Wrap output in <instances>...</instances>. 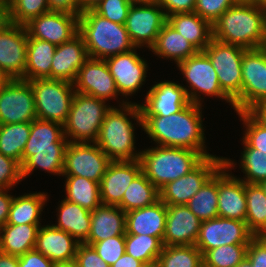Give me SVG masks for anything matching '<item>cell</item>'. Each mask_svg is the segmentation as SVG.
<instances>
[{
    "label": "cell",
    "mask_w": 266,
    "mask_h": 267,
    "mask_svg": "<svg viewBox=\"0 0 266 267\" xmlns=\"http://www.w3.org/2000/svg\"><path fill=\"white\" fill-rule=\"evenodd\" d=\"M201 107L190 103L181 111L168 116L141 115L142 130L158 146L195 150L204 158L212 156L206 150Z\"/></svg>",
    "instance_id": "6da1fadb"
},
{
    "label": "cell",
    "mask_w": 266,
    "mask_h": 267,
    "mask_svg": "<svg viewBox=\"0 0 266 267\" xmlns=\"http://www.w3.org/2000/svg\"><path fill=\"white\" fill-rule=\"evenodd\" d=\"M118 107L113 105L107 112L95 143L111 161L139 160L141 150H136L134 125L142 128L140 105L123 99Z\"/></svg>",
    "instance_id": "7a4b0ae2"
},
{
    "label": "cell",
    "mask_w": 266,
    "mask_h": 267,
    "mask_svg": "<svg viewBox=\"0 0 266 267\" xmlns=\"http://www.w3.org/2000/svg\"><path fill=\"white\" fill-rule=\"evenodd\" d=\"M213 38L245 49L266 47V12L254 2L239 1L213 24Z\"/></svg>",
    "instance_id": "3957f363"
},
{
    "label": "cell",
    "mask_w": 266,
    "mask_h": 267,
    "mask_svg": "<svg viewBox=\"0 0 266 267\" xmlns=\"http://www.w3.org/2000/svg\"><path fill=\"white\" fill-rule=\"evenodd\" d=\"M79 34L89 58L103 59L135 49L125 25L112 22L94 10L79 14Z\"/></svg>",
    "instance_id": "277c9868"
},
{
    "label": "cell",
    "mask_w": 266,
    "mask_h": 267,
    "mask_svg": "<svg viewBox=\"0 0 266 267\" xmlns=\"http://www.w3.org/2000/svg\"><path fill=\"white\" fill-rule=\"evenodd\" d=\"M141 151L142 173L160 190L193 170L204 157L195 150L158 146Z\"/></svg>",
    "instance_id": "5b68a950"
},
{
    "label": "cell",
    "mask_w": 266,
    "mask_h": 267,
    "mask_svg": "<svg viewBox=\"0 0 266 267\" xmlns=\"http://www.w3.org/2000/svg\"><path fill=\"white\" fill-rule=\"evenodd\" d=\"M106 103L94 96L75 92L68 118L63 125L67 140L95 143L102 122L112 107Z\"/></svg>",
    "instance_id": "8992f818"
},
{
    "label": "cell",
    "mask_w": 266,
    "mask_h": 267,
    "mask_svg": "<svg viewBox=\"0 0 266 267\" xmlns=\"http://www.w3.org/2000/svg\"><path fill=\"white\" fill-rule=\"evenodd\" d=\"M247 49L212 38L203 50L209 57L222 91L233 101L235 112H240L242 91V58Z\"/></svg>",
    "instance_id": "52a82bcc"
},
{
    "label": "cell",
    "mask_w": 266,
    "mask_h": 267,
    "mask_svg": "<svg viewBox=\"0 0 266 267\" xmlns=\"http://www.w3.org/2000/svg\"><path fill=\"white\" fill-rule=\"evenodd\" d=\"M177 67L189 85L183 84L191 103L202 105L204 98L201 96L203 94L226 101L234 109L233 101L222 91L218 82V75L204 51H198L180 62Z\"/></svg>",
    "instance_id": "ba28073f"
},
{
    "label": "cell",
    "mask_w": 266,
    "mask_h": 267,
    "mask_svg": "<svg viewBox=\"0 0 266 267\" xmlns=\"http://www.w3.org/2000/svg\"><path fill=\"white\" fill-rule=\"evenodd\" d=\"M38 119L65 124L75 89L73 83L56 79L29 80Z\"/></svg>",
    "instance_id": "9c48e42d"
},
{
    "label": "cell",
    "mask_w": 266,
    "mask_h": 267,
    "mask_svg": "<svg viewBox=\"0 0 266 267\" xmlns=\"http://www.w3.org/2000/svg\"><path fill=\"white\" fill-rule=\"evenodd\" d=\"M224 165V157H205L186 175L168 182L160 190V200L166 205H186L200 188Z\"/></svg>",
    "instance_id": "30bf717a"
},
{
    "label": "cell",
    "mask_w": 266,
    "mask_h": 267,
    "mask_svg": "<svg viewBox=\"0 0 266 267\" xmlns=\"http://www.w3.org/2000/svg\"><path fill=\"white\" fill-rule=\"evenodd\" d=\"M112 161L96 143L69 142L62 175H75L100 183Z\"/></svg>",
    "instance_id": "8fae6325"
},
{
    "label": "cell",
    "mask_w": 266,
    "mask_h": 267,
    "mask_svg": "<svg viewBox=\"0 0 266 267\" xmlns=\"http://www.w3.org/2000/svg\"><path fill=\"white\" fill-rule=\"evenodd\" d=\"M166 21L158 3H132L124 25L135 47L150 49Z\"/></svg>",
    "instance_id": "7c38bea8"
},
{
    "label": "cell",
    "mask_w": 266,
    "mask_h": 267,
    "mask_svg": "<svg viewBox=\"0 0 266 267\" xmlns=\"http://www.w3.org/2000/svg\"><path fill=\"white\" fill-rule=\"evenodd\" d=\"M37 118L29 81L12 79L0 91V125L32 122Z\"/></svg>",
    "instance_id": "4fadbf2b"
},
{
    "label": "cell",
    "mask_w": 266,
    "mask_h": 267,
    "mask_svg": "<svg viewBox=\"0 0 266 267\" xmlns=\"http://www.w3.org/2000/svg\"><path fill=\"white\" fill-rule=\"evenodd\" d=\"M255 236L249 231L245 221L216 217L201 222L195 246L202 255L219 246L229 244H249Z\"/></svg>",
    "instance_id": "5bb4252c"
},
{
    "label": "cell",
    "mask_w": 266,
    "mask_h": 267,
    "mask_svg": "<svg viewBox=\"0 0 266 267\" xmlns=\"http://www.w3.org/2000/svg\"><path fill=\"white\" fill-rule=\"evenodd\" d=\"M266 99V47L247 49L242 58L240 112Z\"/></svg>",
    "instance_id": "9a60e30c"
},
{
    "label": "cell",
    "mask_w": 266,
    "mask_h": 267,
    "mask_svg": "<svg viewBox=\"0 0 266 267\" xmlns=\"http://www.w3.org/2000/svg\"><path fill=\"white\" fill-rule=\"evenodd\" d=\"M236 165L230 157H224V165L218 170V214L222 218L245 221V182L232 174L231 169Z\"/></svg>",
    "instance_id": "2e32d148"
},
{
    "label": "cell",
    "mask_w": 266,
    "mask_h": 267,
    "mask_svg": "<svg viewBox=\"0 0 266 267\" xmlns=\"http://www.w3.org/2000/svg\"><path fill=\"white\" fill-rule=\"evenodd\" d=\"M135 49L105 59L110 73L115 80L119 95L127 100L133 96L146 82L148 62ZM143 58V59H142Z\"/></svg>",
    "instance_id": "e0dca14e"
},
{
    "label": "cell",
    "mask_w": 266,
    "mask_h": 267,
    "mask_svg": "<svg viewBox=\"0 0 266 267\" xmlns=\"http://www.w3.org/2000/svg\"><path fill=\"white\" fill-rule=\"evenodd\" d=\"M28 38L48 41L56 46L71 40L79 33V15L49 11L24 25Z\"/></svg>",
    "instance_id": "ac0fdd59"
},
{
    "label": "cell",
    "mask_w": 266,
    "mask_h": 267,
    "mask_svg": "<svg viewBox=\"0 0 266 267\" xmlns=\"http://www.w3.org/2000/svg\"><path fill=\"white\" fill-rule=\"evenodd\" d=\"M75 92L108 101L119 95L115 80L105 60L89 58L78 70L73 82Z\"/></svg>",
    "instance_id": "d6986e66"
},
{
    "label": "cell",
    "mask_w": 266,
    "mask_h": 267,
    "mask_svg": "<svg viewBox=\"0 0 266 267\" xmlns=\"http://www.w3.org/2000/svg\"><path fill=\"white\" fill-rule=\"evenodd\" d=\"M190 103L182 84L164 80L155 81L147 91L144 103L139 105L141 115L168 116L181 111Z\"/></svg>",
    "instance_id": "ffe728a7"
},
{
    "label": "cell",
    "mask_w": 266,
    "mask_h": 267,
    "mask_svg": "<svg viewBox=\"0 0 266 267\" xmlns=\"http://www.w3.org/2000/svg\"><path fill=\"white\" fill-rule=\"evenodd\" d=\"M28 33L24 25L11 23L0 31V68L12 79H21L26 69Z\"/></svg>",
    "instance_id": "44dd1931"
},
{
    "label": "cell",
    "mask_w": 266,
    "mask_h": 267,
    "mask_svg": "<svg viewBox=\"0 0 266 267\" xmlns=\"http://www.w3.org/2000/svg\"><path fill=\"white\" fill-rule=\"evenodd\" d=\"M201 222L187 205H167L163 245H195Z\"/></svg>",
    "instance_id": "7402d4cb"
},
{
    "label": "cell",
    "mask_w": 266,
    "mask_h": 267,
    "mask_svg": "<svg viewBox=\"0 0 266 267\" xmlns=\"http://www.w3.org/2000/svg\"><path fill=\"white\" fill-rule=\"evenodd\" d=\"M141 172L139 160L112 161L99 183L102 204L118 206L130 183Z\"/></svg>",
    "instance_id": "603a6c76"
},
{
    "label": "cell",
    "mask_w": 266,
    "mask_h": 267,
    "mask_svg": "<svg viewBox=\"0 0 266 267\" xmlns=\"http://www.w3.org/2000/svg\"><path fill=\"white\" fill-rule=\"evenodd\" d=\"M79 244L67 232L47 224L39 228L34 249L56 264H71Z\"/></svg>",
    "instance_id": "cb8c5ba5"
},
{
    "label": "cell",
    "mask_w": 266,
    "mask_h": 267,
    "mask_svg": "<svg viewBox=\"0 0 266 267\" xmlns=\"http://www.w3.org/2000/svg\"><path fill=\"white\" fill-rule=\"evenodd\" d=\"M89 59L82 36L78 33L71 40L56 46L51 64L50 79L73 83L78 70Z\"/></svg>",
    "instance_id": "d4e9b609"
},
{
    "label": "cell",
    "mask_w": 266,
    "mask_h": 267,
    "mask_svg": "<svg viewBox=\"0 0 266 267\" xmlns=\"http://www.w3.org/2000/svg\"><path fill=\"white\" fill-rule=\"evenodd\" d=\"M167 205L160 199L150 206L126 213V234L164 237Z\"/></svg>",
    "instance_id": "484cf974"
},
{
    "label": "cell",
    "mask_w": 266,
    "mask_h": 267,
    "mask_svg": "<svg viewBox=\"0 0 266 267\" xmlns=\"http://www.w3.org/2000/svg\"><path fill=\"white\" fill-rule=\"evenodd\" d=\"M126 235V212L119 206L99 205L91 211V225L84 244L92 245L107 238Z\"/></svg>",
    "instance_id": "4316f807"
},
{
    "label": "cell",
    "mask_w": 266,
    "mask_h": 267,
    "mask_svg": "<svg viewBox=\"0 0 266 267\" xmlns=\"http://www.w3.org/2000/svg\"><path fill=\"white\" fill-rule=\"evenodd\" d=\"M68 144L62 124L36 118L31 122L30 135L23 150L22 164L31 156V151L66 150Z\"/></svg>",
    "instance_id": "83f0119b"
},
{
    "label": "cell",
    "mask_w": 266,
    "mask_h": 267,
    "mask_svg": "<svg viewBox=\"0 0 266 267\" xmlns=\"http://www.w3.org/2000/svg\"><path fill=\"white\" fill-rule=\"evenodd\" d=\"M167 22L198 51H203L213 38L212 24L195 12L167 16Z\"/></svg>",
    "instance_id": "f1b7e54d"
},
{
    "label": "cell",
    "mask_w": 266,
    "mask_h": 267,
    "mask_svg": "<svg viewBox=\"0 0 266 267\" xmlns=\"http://www.w3.org/2000/svg\"><path fill=\"white\" fill-rule=\"evenodd\" d=\"M59 202L60 204L56 208V212L58 211L57 223L52 225L67 232L79 243H84L90 232L91 211L65 198Z\"/></svg>",
    "instance_id": "f546056e"
},
{
    "label": "cell",
    "mask_w": 266,
    "mask_h": 267,
    "mask_svg": "<svg viewBox=\"0 0 266 267\" xmlns=\"http://www.w3.org/2000/svg\"><path fill=\"white\" fill-rule=\"evenodd\" d=\"M159 58L174 61L176 65L196 54L198 50L167 21L162 26L155 44L150 48Z\"/></svg>",
    "instance_id": "4dcf8cb0"
},
{
    "label": "cell",
    "mask_w": 266,
    "mask_h": 267,
    "mask_svg": "<svg viewBox=\"0 0 266 267\" xmlns=\"http://www.w3.org/2000/svg\"><path fill=\"white\" fill-rule=\"evenodd\" d=\"M42 224H5L0 228V251L21 256L35 248L37 233Z\"/></svg>",
    "instance_id": "1f68e13d"
},
{
    "label": "cell",
    "mask_w": 266,
    "mask_h": 267,
    "mask_svg": "<svg viewBox=\"0 0 266 267\" xmlns=\"http://www.w3.org/2000/svg\"><path fill=\"white\" fill-rule=\"evenodd\" d=\"M56 45L48 41L28 38L26 69L22 80L50 79L51 64Z\"/></svg>",
    "instance_id": "d6a6232c"
},
{
    "label": "cell",
    "mask_w": 266,
    "mask_h": 267,
    "mask_svg": "<svg viewBox=\"0 0 266 267\" xmlns=\"http://www.w3.org/2000/svg\"><path fill=\"white\" fill-rule=\"evenodd\" d=\"M48 196L44 192L14 196L6 224H41L40 217L49 199Z\"/></svg>",
    "instance_id": "836d02e7"
},
{
    "label": "cell",
    "mask_w": 266,
    "mask_h": 267,
    "mask_svg": "<svg viewBox=\"0 0 266 267\" xmlns=\"http://www.w3.org/2000/svg\"><path fill=\"white\" fill-rule=\"evenodd\" d=\"M65 180V199L79 206L95 210L102 204L98 182L75 175H62Z\"/></svg>",
    "instance_id": "e575fe53"
},
{
    "label": "cell",
    "mask_w": 266,
    "mask_h": 267,
    "mask_svg": "<svg viewBox=\"0 0 266 267\" xmlns=\"http://www.w3.org/2000/svg\"><path fill=\"white\" fill-rule=\"evenodd\" d=\"M247 215L245 222L255 237L266 236V194L260 184L245 183Z\"/></svg>",
    "instance_id": "d590c367"
},
{
    "label": "cell",
    "mask_w": 266,
    "mask_h": 267,
    "mask_svg": "<svg viewBox=\"0 0 266 267\" xmlns=\"http://www.w3.org/2000/svg\"><path fill=\"white\" fill-rule=\"evenodd\" d=\"M160 199L159 189L141 172L124 192L118 205L126 213L154 204Z\"/></svg>",
    "instance_id": "8d00e7d4"
},
{
    "label": "cell",
    "mask_w": 266,
    "mask_h": 267,
    "mask_svg": "<svg viewBox=\"0 0 266 267\" xmlns=\"http://www.w3.org/2000/svg\"><path fill=\"white\" fill-rule=\"evenodd\" d=\"M31 131V122L0 125V153L22 165V155Z\"/></svg>",
    "instance_id": "74e56055"
},
{
    "label": "cell",
    "mask_w": 266,
    "mask_h": 267,
    "mask_svg": "<svg viewBox=\"0 0 266 267\" xmlns=\"http://www.w3.org/2000/svg\"><path fill=\"white\" fill-rule=\"evenodd\" d=\"M218 171L186 204L201 221L214 219L218 214Z\"/></svg>",
    "instance_id": "f35d334b"
},
{
    "label": "cell",
    "mask_w": 266,
    "mask_h": 267,
    "mask_svg": "<svg viewBox=\"0 0 266 267\" xmlns=\"http://www.w3.org/2000/svg\"><path fill=\"white\" fill-rule=\"evenodd\" d=\"M66 150L31 151V156L21 165L23 180L39 168L45 173L62 176Z\"/></svg>",
    "instance_id": "ab89813d"
},
{
    "label": "cell",
    "mask_w": 266,
    "mask_h": 267,
    "mask_svg": "<svg viewBox=\"0 0 266 267\" xmlns=\"http://www.w3.org/2000/svg\"><path fill=\"white\" fill-rule=\"evenodd\" d=\"M158 267H201L202 253L195 245L164 246L157 258Z\"/></svg>",
    "instance_id": "60d3db41"
},
{
    "label": "cell",
    "mask_w": 266,
    "mask_h": 267,
    "mask_svg": "<svg viewBox=\"0 0 266 267\" xmlns=\"http://www.w3.org/2000/svg\"><path fill=\"white\" fill-rule=\"evenodd\" d=\"M163 242L150 235H125V252L143 263L157 262L163 250Z\"/></svg>",
    "instance_id": "b9f144b4"
},
{
    "label": "cell",
    "mask_w": 266,
    "mask_h": 267,
    "mask_svg": "<svg viewBox=\"0 0 266 267\" xmlns=\"http://www.w3.org/2000/svg\"><path fill=\"white\" fill-rule=\"evenodd\" d=\"M243 151L240 156L241 171L245 174L240 178L245 183L260 184L266 180V153L249 147L243 140Z\"/></svg>",
    "instance_id": "7bdbcfd3"
},
{
    "label": "cell",
    "mask_w": 266,
    "mask_h": 267,
    "mask_svg": "<svg viewBox=\"0 0 266 267\" xmlns=\"http://www.w3.org/2000/svg\"><path fill=\"white\" fill-rule=\"evenodd\" d=\"M248 244H229L210 249L202 255L206 267H235L246 256Z\"/></svg>",
    "instance_id": "ee69618b"
},
{
    "label": "cell",
    "mask_w": 266,
    "mask_h": 267,
    "mask_svg": "<svg viewBox=\"0 0 266 267\" xmlns=\"http://www.w3.org/2000/svg\"><path fill=\"white\" fill-rule=\"evenodd\" d=\"M10 21L25 25L31 19L50 11L48 0H14L10 7Z\"/></svg>",
    "instance_id": "f6af8a7d"
},
{
    "label": "cell",
    "mask_w": 266,
    "mask_h": 267,
    "mask_svg": "<svg viewBox=\"0 0 266 267\" xmlns=\"http://www.w3.org/2000/svg\"><path fill=\"white\" fill-rule=\"evenodd\" d=\"M243 122V141L251 148L266 153V128L260 125L247 111L236 112Z\"/></svg>",
    "instance_id": "bcb514c9"
},
{
    "label": "cell",
    "mask_w": 266,
    "mask_h": 267,
    "mask_svg": "<svg viewBox=\"0 0 266 267\" xmlns=\"http://www.w3.org/2000/svg\"><path fill=\"white\" fill-rule=\"evenodd\" d=\"M131 5L130 0H103L93 10L112 22L124 25Z\"/></svg>",
    "instance_id": "7dc6e473"
},
{
    "label": "cell",
    "mask_w": 266,
    "mask_h": 267,
    "mask_svg": "<svg viewBox=\"0 0 266 267\" xmlns=\"http://www.w3.org/2000/svg\"><path fill=\"white\" fill-rule=\"evenodd\" d=\"M108 264H114L125 253V235H119L95 242L91 245Z\"/></svg>",
    "instance_id": "c3c4849f"
},
{
    "label": "cell",
    "mask_w": 266,
    "mask_h": 267,
    "mask_svg": "<svg viewBox=\"0 0 266 267\" xmlns=\"http://www.w3.org/2000/svg\"><path fill=\"white\" fill-rule=\"evenodd\" d=\"M238 0H196L195 13L213 24L227 9Z\"/></svg>",
    "instance_id": "681fc988"
},
{
    "label": "cell",
    "mask_w": 266,
    "mask_h": 267,
    "mask_svg": "<svg viewBox=\"0 0 266 267\" xmlns=\"http://www.w3.org/2000/svg\"><path fill=\"white\" fill-rule=\"evenodd\" d=\"M22 180L21 165L0 153V189H12Z\"/></svg>",
    "instance_id": "f907efd6"
},
{
    "label": "cell",
    "mask_w": 266,
    "mask_h": 267,
    "mask_svg": "<svg viewBox=\"0 0 266 267\" xmlns=\"http://www.w3.org/2000/svg\"><path fill=\"white\" fill-rule=\"evenodd\" d=\"M74 264L76 267H110L92 246L84 243L78 245Z\"/></svg>",
    "instance_id": "816d5d0a"
},
{
    "label": "cell",
    "mask_w": 266,
    "mask_h": 267,
    "mask_svg": "<svg viewBox=\"0 0 266 267\" xmlns=\"http://www.w3.org/2000/svg\"><path fill=\"white\" fill-rule=\"evenodd\" d=\"M246 256L252 267H266V236L254 237L247 246Z\"/></svg>",
    "instance_id": "f5cc1de1"
},
{
    "label": "cell",
    "mask_w": 266,
    "mask_h": 267,
    "mask_svg": "<svg viewBox=\"0 0 266 267\" xmlns=\"http://www.w3.org/2000/svg\"><path fill=\"white\" fill-rule=\"evenodd\" d=\"M166 17L176 13H191L195 11L196 0H159Z\"/></svg>",
    "instance_id": "db71d44e"
},
{
    "label": "cell",
    "mask_w": 266,
    "mask_h": 267,
    "mask_svg": "<svg viewBox=\"0 0 266 267\" xmlns=\"http://www.w3.org/2000/svg\"><path fill=\"white\" fill-rule=\"evenodd\" d=\"M56 265L35 249L18 257V267H56Z\"/></svg>",
    "instance_id": "11a10c76"
},
{
    "label": "cell",
    "mask_w": 266,
    "mask_h": 267,
    "mask_svg": "<svg viewBox=\"0 0 266 267\" xmlns=\"http://www.w3.org/2000/svg\"><path fill=\"white\" fill-rule=\"evenodd\" d=\"M50 11H62L79 15V0H48Z\"/></svg>",
    "instance_id": "9f6ffc18"
},
{
    "label": "cell",
    "mask_w": 266,
    "mask_h": 267,
    "mask_svg": "<svg viewBox=\"0 0 266 267\" xmlns=\"http://www.w3.org/2000/svg\"><path fill=\"white\" fill-rule=\"evenodd\" d=\"M9 190L11 189H0V228L7 223L14 197V195L8 194V192H10Z\"/></svg>",
    "instance_id": "6f0895ef"
},
{
    "label": "cell",
    "mask_w": 266,
    "mask_h": 267,
    "mask_svg": "<svg viewBox=\"0 0 266 267\" xmlns=\"http://www.w3.org/2000/svg\"><path fill=\"white\" fill-rule=\"evenodd\" d=\"M247 112L264 128H266V107L260 103L252 106Z\"/></svg>",
    "instance_id": "680465c9"
},
{
    "label": "cell",
    "mask_w": 266,
    "mask_h": 267,
    "mask_svg": "<svg viewBox=\"0 0 266 267\" xmlns=\"http://www.w3.org/2000/svg\"><path fill=\"white\" fill-rule=\"evenodd\" d=\"M142 261L133 258L128 253H124L114 264L110 267H141Z\"/></svg>",
    "instance_id": "91938a15"
},
{
    "label": "cell",
    "mask_w": 266,
    "mask_h": 267,
    "mask_svg": "<svg viewBox=\"0 0 266 267\" xmlns=\"http://www.w3.org/2000/svg\"><path fill=\"white\" fill-rule=\"evenodd\" d=\"M0 267H18V256L0 251Z\"/></svg>",
    "instance_id": "94428289"
},
{
    "label": "cell",
    "mask_w": 266,
    "mask_h": 267,
    "mask_svg": "<svg viewBox=\"0 0 266 267\" xmlns=\"http://www.w3.org/2000/svg\"><path fill=\"white\" fill-rule=\"evenodd\" d=\"M11 24L10 10L4 5H0V31H3L7 26Z\"/></svg>",
    "instance_id": "6125c7cd"
},
{
    "label": "cell",
    "mask_w": 266,
    "mask_h": 267,
    "mask_svg": "<svg viewBox=\"0 0 266 267\" xmlns=\"http://www.w3.org/2000/svg\"><path fill=\"white\" fill-rule=\"evenodd\" d=\"M103 0H79V14L88 10H93Z\"/></svg>",
    "instance_id": "be15d7a7"
},
{
    "label": "cell",
    "mask_w": 266,
    "mask_h": 267,
    "mask_svg": "<svg viewBox=\"0 0 266 267\" xmlns=\"http://www.w3.org/2000/svg\"><path fill=\"white\" fill-rule=\"evenodd\" d=\"M12 80V78L0 68V91Z\"/></svg>",
    "instance_id": "e7e4bbea"
},
{
    "label": "cell",
    "mask_w": 266,
    "mask_h": 267,
    "mask_svg": "<svg viewBox=\"0 0 266 267\" xmlns=\"http://www.w3.org/2000/svg\"><path fill=\"white\" fill-rule=\"evenodd\" d=\"M235 267H252L251 261L247 256Z\"/></svg>",
    "instance_id": "03108f58"
},
{
    "label": "cell",
    "mask_w": 266,
    "mask_h": 267,
    "mask_svg": "<svg viewBox=\"0 0 266 267\" xmlns=\"http://www.w3.org/2000/svg\"><path fill=\"white\" fill-rule=\"evenodd\" d=\"M254 3L260 6L264 12H266V0H255Z\"/></svg>",
    "instance_id": "003e7915"
},
{
    "label": "cell",
    "mask_w": 266,
    "mask_h": 267,
    "mask_svg": "<svg viewBox=\"0 0 266 267\" xmlns=\"http://www.w3.org/2000/svg\"><path fill=\"white\" fill-rule=\"evenodd\" d=\"M132 3H158L159 0H130Z\"/></svg>",
    "instance_id": "a7ac6f4b"
},
{
    "label": "cell",
    "mask_w": 266,
    "mask_h": 267,
    "mask_svg": "<svg viewBox=\"0 0 266 267\" xmlns=\"http://www.w3.org/2000/svg\"><path fill=\"white\" fill-rule=\"evenodd\" d=\"M14 0H0V5H4L10 9Z\"/></svg>",
    "instance_id": "89a4df30"
},
{
    "label": "cell",
    "mask_w": 266,
    "mask_h": 267,
    "mask_svg": "<svg viewBox=\"0 0 266 267\" xmlns=\"http://www.w3.org/2000/svg\"><path fill=\"white\" fill-rule=\"evenodd\" d=\"M141 267H158L157 262L143 263Z\"/></svg>",
    "instance_id": "2644e50d"
},
{
    "label": "cell",
    "mask_w": 266,
    "mask_h": 267,
    "mask_svg": "<svg viewBox=\"0 0 266 267\" xmlns=\"http://www.w3.org/2000/svg\"><path fill=\"white\" fill-rule=\"evenodd\" d=\"M56 267H76L74 263L71 264H57Z\"/></svg>",
    "instance_id": "8c879c8a"
},
{
    "label": "cell",
    "mask_w": 266,
    "mask_h": 267,
    "mask_svg": "<svg viewBox=\"0 0 266 267\" xmlns=\"http://www.w3.org/2000/svg\"><path fill=\"white\" fill-rule=\"evenodd\" d=\"M260 185L262 186V188L264 189L265 194H266V180L261 182Z\"/></svg>",
    "instance_id": "753ad0ef"
},
{
    "label": "cell",
    "mask_w": 266,
    "mask_h": 267,
    "mask_svg": "<svg viewBox=\"0 0 266 267\" xmlns=\"http://www.w3.org/2000/svg\"><path fill=\"white\" fill-rule=\"evenodd\" d=\"M238 1L254 2L255 0H238Z\"/></svg>",
    "instance_id": "34e18365"
},
{
    "label": "cell",
    "mask_w": 266,
    "mask_h": 267,
    "mask_svg": "<svg viewBox=\"0 0 266 267\" xmlns=\"http://www.w3.org/2000/svg\"><path fill=\"white\" fill-rule=\"evenodd\" d=\"M262 104L266 107V99H265V101Z\"/></svg>",
    "instance_id": "11e5206c"
}]
</instances>
